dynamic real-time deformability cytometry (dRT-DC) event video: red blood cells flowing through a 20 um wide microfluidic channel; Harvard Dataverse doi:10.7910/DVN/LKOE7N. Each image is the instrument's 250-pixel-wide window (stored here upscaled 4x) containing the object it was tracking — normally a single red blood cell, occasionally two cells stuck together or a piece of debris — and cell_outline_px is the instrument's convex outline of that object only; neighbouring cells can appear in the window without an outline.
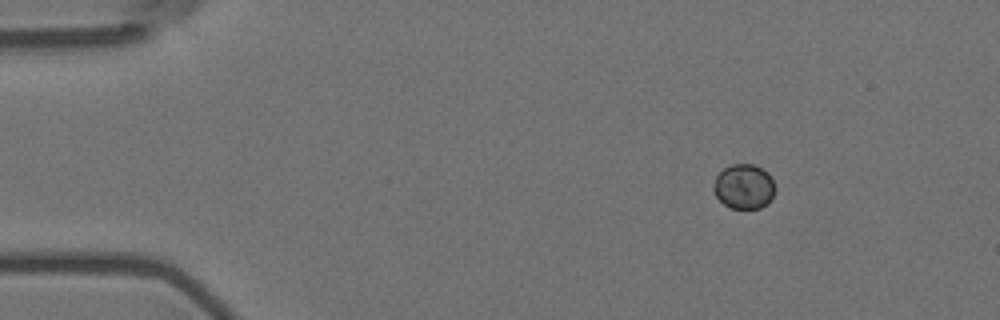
{"species": "Egyptian fruit bat (a non-hibernating species)", "species_latin": "Rousettus aegyptiacus", "temperature_condition": "room temperature", "stored_images_in_passage": 14, "camera_frame_rate_fps": 3000, "um_per_image_px": 0.085, "animal": {"sex": "female"}, "frame": {"image": 1, "passage_image": 5, "time_ms": 1.333, "image_size_px": [1000, 320], "cell_outline_px": [[776, 188], [768, 204], [760, 208], [732, 208], [724, 204], [716, 196], [712, 188], [712, 184], [716, 176], [724, 168], [732, 164], [752, 164], [768, 172]], "centroid_in_image_um": [63.22, 15.85], "position_along_channel_um": 21.8, "area_um2": 16.07}}